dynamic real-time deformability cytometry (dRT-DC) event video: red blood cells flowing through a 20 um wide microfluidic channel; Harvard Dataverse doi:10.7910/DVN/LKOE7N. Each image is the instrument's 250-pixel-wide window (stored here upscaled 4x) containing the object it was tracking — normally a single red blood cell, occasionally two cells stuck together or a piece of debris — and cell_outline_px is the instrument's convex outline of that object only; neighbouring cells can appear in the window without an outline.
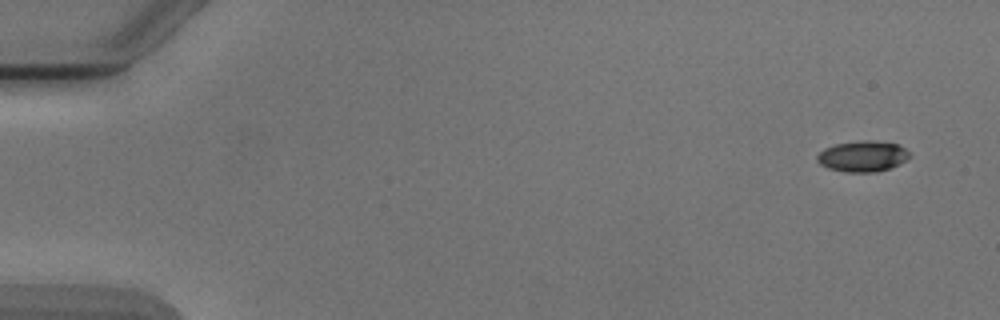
{"species": "Egyptian fruit bat (a non-hibernating species)", "species_latin": "Rousettus aegyptiacus", "temperature_condition": "cold", "stored_images_in_passage": 9, "camera_frame_rate_fps": 3000, "um_per_image_px": 0.085, "animal": {"sex": "male"}, "frame": {"image": 1, "passage_image": 1, "time_ms": 0.0, "image_size_px": [1000, 320], "cell_outline_px": [[912, 156], [888, 168], [876, 172], [848, 172], [828, 168], [820, 164], [816, 160], [816, 156], [824, 148], [836, 144], [864, 140], [872, 140], [896, 144], [904, 148]], "centroid_in_image_um": [73.29, 13.28], "position_along_channel_um": 11.7, "area_um2": 16.36}}
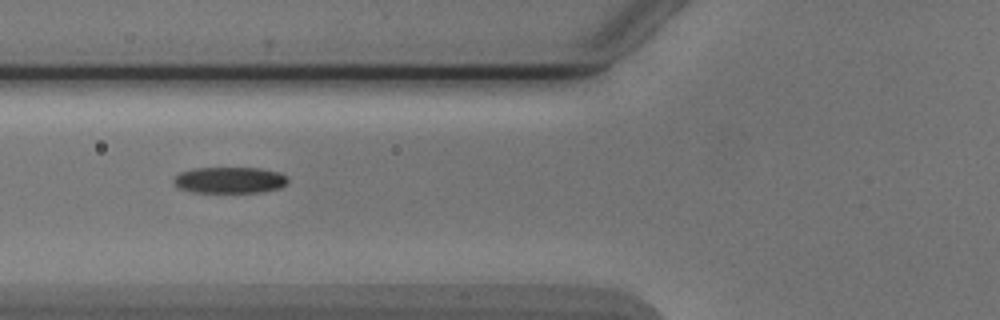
{"frame": {"image": 2, "passage_image": 6, "time_ms": 6.0, "image_size_px": [1000, 320], "cell_outline_px": [[288, 180], [280, 188], [260, 192], [192, 192], [180, 188], [172, 184], [172, 180], [180, 172], [192, 168], [260, 168], [280, 172], [288, 176]], "centroid_in_image_um": [19.51, 15.3], "position_along_channel_um": 106.3, "area_um2": 17.57}}
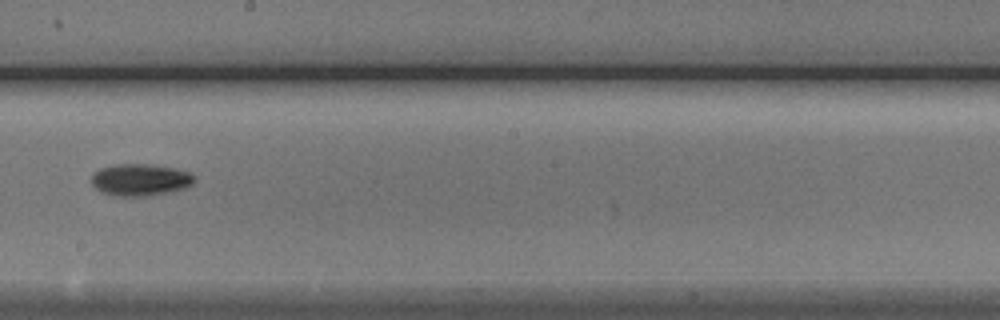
{"frame": {"image": 3, "passage_image": 9, "time_ms": 9.333, "image_size_px": [1000, 320], "cell_outline_px": [[196, 180], [192, 184], [184, 188], [152, 196], [116, 196], [100, 192], [92, 184], [92, 172], [100, 168], [116, 164], [148, 164], [176, 168], [188, 172], [196, 176]], "centroid_in_image_um": [11.92, 15.28], "position_along_channel_um": 236.3, "area_um2": 19.36}}